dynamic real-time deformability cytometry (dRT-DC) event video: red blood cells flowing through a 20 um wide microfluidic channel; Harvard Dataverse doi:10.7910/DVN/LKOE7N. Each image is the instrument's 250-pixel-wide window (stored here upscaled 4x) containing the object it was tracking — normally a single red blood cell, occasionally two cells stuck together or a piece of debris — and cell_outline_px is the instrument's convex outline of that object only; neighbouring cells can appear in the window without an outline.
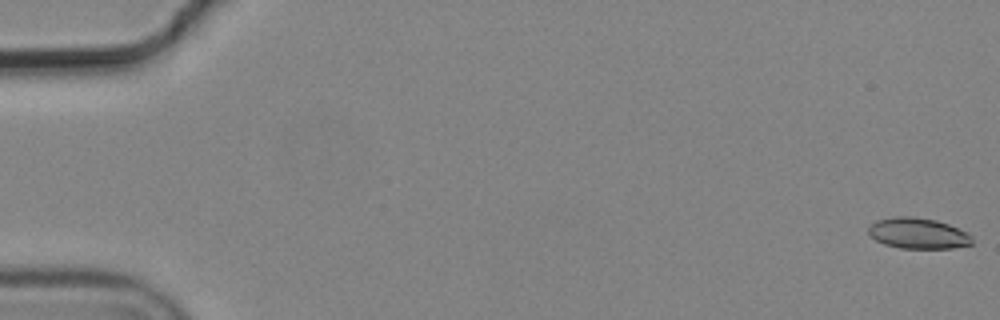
{"species": "common noctule bat (a hibernating species)", "species_latin": "Nyctalus noctula", "temperature_condition": "cold", "stored_images_in_passage": 10, "camera_frame_rate_fps": 3000, "um_per_image_px": 0.085, "animal": {"sex": "male", "body_mass_g": 19.2, "forearm_length_mm": 51.8}, "frame": {"image": 1, "passage_image": 1, "time_ms": 0.0, "image_size_px": [1000, 320], "cell_outline_px": [[972, 244], [952, 248], [900, 248], [884, 244], [876, 240], [868, 232], [868, 228], [876, 220], [896, 216], [912, 216], [936, 220], [948, 224], [968, 232], [972, 236]], "centroid_in_image_um": [78.05, 19.83], "position_along_channel_um": 7.0, "area_um2": 18.61}}
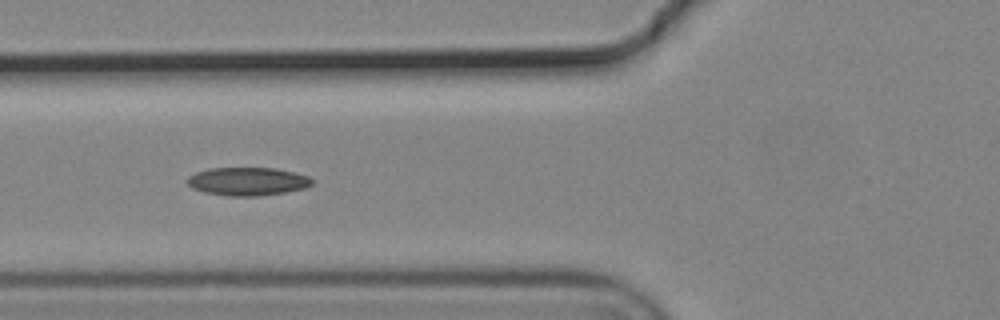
{"frame": {"image": 2, "passage_image": 7, "time_ms": 2.0, "image_size_px": [1000, 320], "cell_outline_px": [[312, 184], [304, 188], [284, 192], [256, 196], [228, 196], [204, 192], [192, 188], [184, 180], [188, 176], [196, 172], [208, 168], [276, 168], [308, 176], [312, 180]], "centroid_in_image_um": [20.98, 15.41], "position_along_channel_um": 104.8, "area_um2": 20.46}}
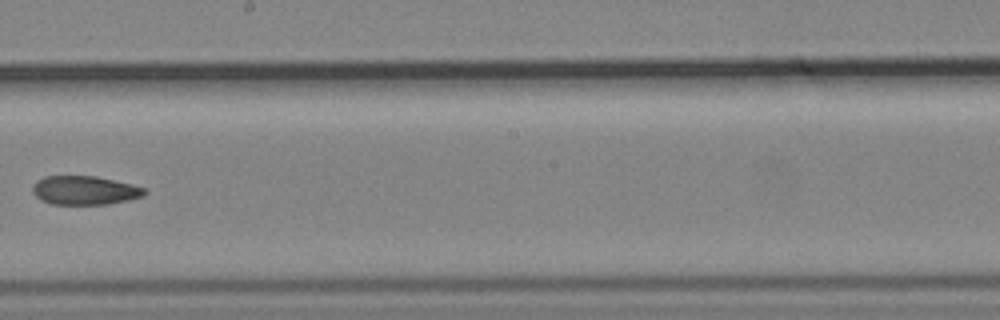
{"frame": {"image": 3, "passage_image": 10, "time_ms": 3.0, "image_size_px": [1000, 320], "cell_outline_px": [[148, 192], [144, 196], [128, 200], [108, 204], [52, 204], [40, 200], [32, 192], [32, 188], [36, 180], [44, 176], [96, 176], [132, 184], [144, 188]], "centroid_in_image_um": [7.19, 16.18], "position_along_channel_um": 241.0, "area_um2": 18.9}}